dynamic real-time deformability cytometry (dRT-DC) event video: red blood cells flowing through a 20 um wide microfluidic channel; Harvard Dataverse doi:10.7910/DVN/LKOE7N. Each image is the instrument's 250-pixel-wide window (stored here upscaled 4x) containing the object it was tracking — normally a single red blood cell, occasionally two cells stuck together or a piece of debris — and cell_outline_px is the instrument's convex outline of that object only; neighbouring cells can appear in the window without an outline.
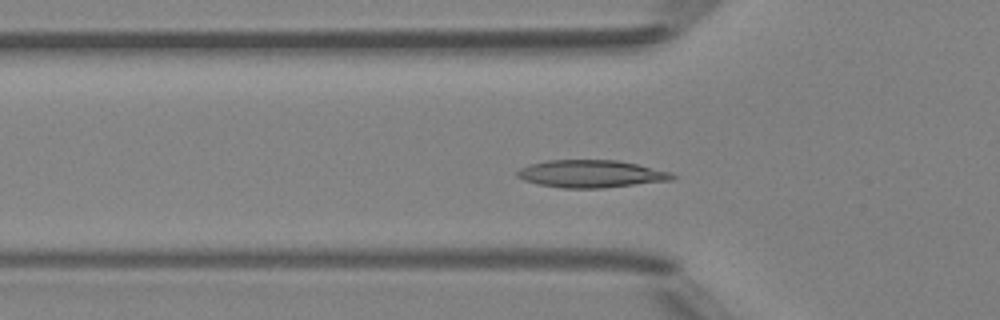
{"species": "Egyptian fruit bat (a non-hibernating species)", "species_latin": "Rousettus aegyptiacus", "temperature_condition": "room temperature", "stored_images_in_passage": 47, "camera_frame_rate_fps": 3000, "um_per_image_px": 0.085, "animal": {"sex": "female"}, "frame": {"image": 1, "passage_image": 13, "time_ms": 4.0, "image_size_px": [1000, 320], "cell_outline_px": [[676, 176], [672, 180], [604, 188], [560, 188], [540, 184], [524, 180], [516, 176], [516, 172], [520, 168], [532, 164], [548, 160], [616, 160], [636, 164], [672, 172]], "centroid_in_image_um": [50.25, 14.78], "position_along_channel_um": 75.5, "area_um2": 24.74}}
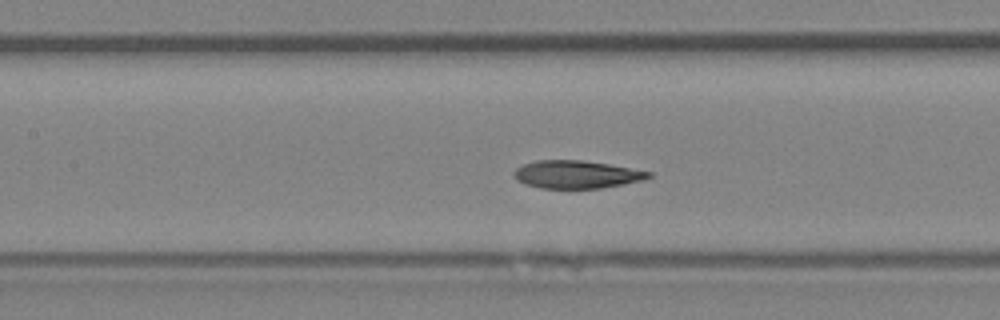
{"frame": {"image": 2, "passage_image": 19, "time_ms": 6.0, "image_size_px": [1000, 320], "cell_outline_px": [[652, 176], [644, 180], [624, 184], [600, 188], [540, 188], [516, 180], [512, 176], [512, 172], [516, 168], [524, 164], [536, 160], [580, 160], [608, 164], [652, 172]], "centroid_in_image_um": [48.99, 14.82], "position_along_channel_um": 158.4, "area_um2": 21.79}}
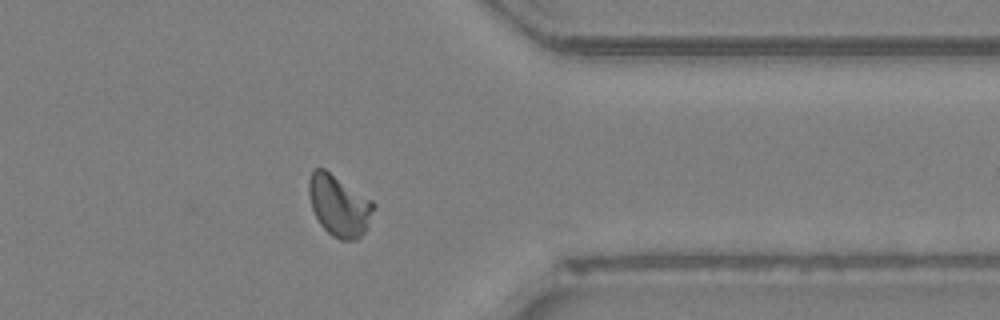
{"frame": {"image": 3, "passage_image": 36, "time_ms": 11.667, "image_size_px": [1000, 320], "cell_outline_px": [[376, 204], [368, 228], [356, 240], [340, 240], [332, 236], [320, 224], [312, 208], [308, 196], [308, 180], [312, 172], [316, 168], [324, 168], [372, 200]], "centroid_in_image_um": [28.83, 17.48], "position_along_channel_um": 382.6, "area_um2": 23.18}, "authors_computed_cell_mechanics": {"area_um2": 22.5998, "velocity_mm_per_s": 4.1403, "shape_relaxation_time_tau1_ms": null, "shape_relaxation_time_tau2_ms": 2.1027, "deformation_change_tau1": null, "deformation_change_tau2": 0.0566}}